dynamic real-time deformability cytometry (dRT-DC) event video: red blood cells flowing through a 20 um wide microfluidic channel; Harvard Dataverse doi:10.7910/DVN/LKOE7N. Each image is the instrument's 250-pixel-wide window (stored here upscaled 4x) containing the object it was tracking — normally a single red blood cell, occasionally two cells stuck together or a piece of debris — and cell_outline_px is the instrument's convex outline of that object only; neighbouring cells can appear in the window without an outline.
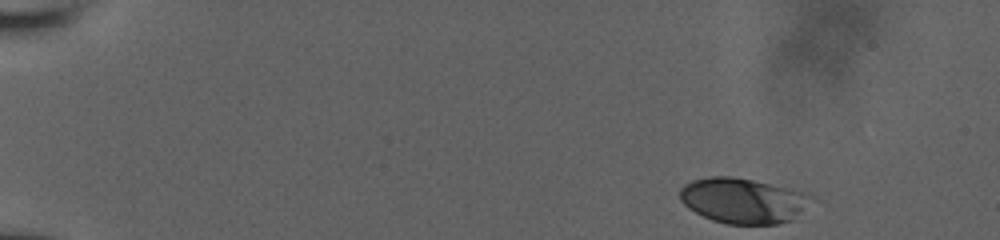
{"species": "human", "species_latin": "Homo sapiens", "temperature_condition": "room temperature", "stored_images_in_passage": 50, "camera_frame_rate_fps": 3000, "um_per_image_px": 0.085, "donor": {"sex": "male"}, "frame": {"image": 1, "passage_image": 1, "time_ms": 0.0, "image_size_px": [1000, 240], "cell_outline_px": [[812, 196], [792, 220], [776, 224], [728, 224], [712, 220], [688, 208], [680, 200], [680, 188], [684, 184], [692, 180], [708, 176], [732, 176], [752, 180], [804, 192]], "centroid_in_image_um": [63.07, 17.04], "position_along_channel_um": 21.9, "area_um2": 34.16}}
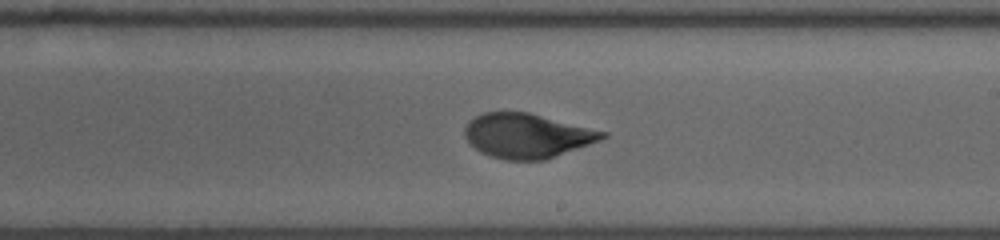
{"frame": {"image": 2, "passage_image": 28, "time_ms": 9.333, "image_size_px": [1000, 240], "cell_outline_px": [[608, 136], [600, 140], [544, 160], [504, 160], [480, 152], [464, 136], [464, 128], [476, 116], [484, 112], [528, 112], [608, 132]], "centroid_in_image_um": [44.81, 11.53], "position_along_channel_um": 244.2, "area_um2": 35.32}}
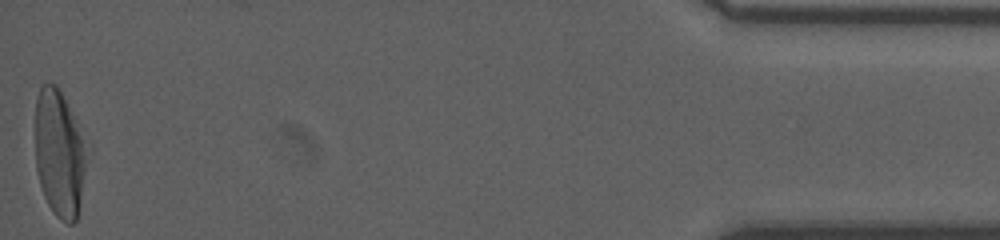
{"frame": {"image": 3, "passage_image": 50, "time_ms": 16.333, "image_size_px": [1000, 240], "cell_outline_px": [[84, 168], [80, 200], [76, 220], [72, 224], [68, 224], [60, 220], [52, 212], [44, 196], [40, 184], [36, 168], [36, 100], [40, 84], [56, 84], [72, 116], [80, 140], [84, 160]], "centroid_in_image_um": [4.96, 13.11], "position_along_channel_um": 430.2, "area_um2": 36.3}, "authors_computed_cell_mechanics": {"area_um2": 35.836, "velocity_mm_per_s": 3.8281, "shape_relaxation_time_tau1_ms": 5.4447, "shape_relaxation_time_tau2_ms": null, "deformation_change_tau1": 0.2088, "deformation_change_tau2": null}}